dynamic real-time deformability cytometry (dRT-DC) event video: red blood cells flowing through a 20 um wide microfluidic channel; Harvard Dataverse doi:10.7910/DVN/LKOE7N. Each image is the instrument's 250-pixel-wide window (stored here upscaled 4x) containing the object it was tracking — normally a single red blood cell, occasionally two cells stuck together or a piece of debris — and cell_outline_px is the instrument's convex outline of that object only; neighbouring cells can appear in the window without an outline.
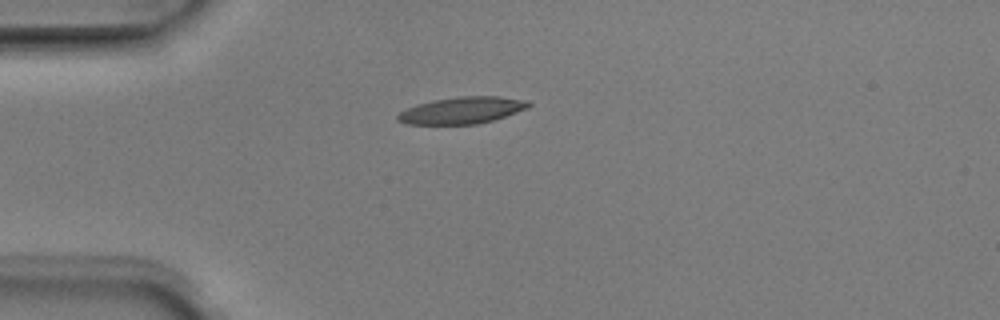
{"species": "Egyptian fruit bat (a non-hibernating species)", "species_latin": "Rousettus aegyptiacus", "temperature_condition": "room temperature", "stored_images_in_passage": 5, "camera_frame_rate_fps": 3000, "um_per_image_px": 0.085, "animal": {"sex": "male"}, "frame": {"image": 1, "passage_image": 4, "time_ms": 1.0, "image_size_px": [1000, 320], "cell_outline_px": [[532, 104], [528, 108], [492, 120], [476, 124], [404, 124], [396, 120], [396, 116], [400, 112], [416, 104], [432, 100], [460, 96], [500, 96], [528, 100]], "centroid_in_image_um": [39.26, 9.37], "position_along_channel_um": 45.7, "area_um2": 20.46}}